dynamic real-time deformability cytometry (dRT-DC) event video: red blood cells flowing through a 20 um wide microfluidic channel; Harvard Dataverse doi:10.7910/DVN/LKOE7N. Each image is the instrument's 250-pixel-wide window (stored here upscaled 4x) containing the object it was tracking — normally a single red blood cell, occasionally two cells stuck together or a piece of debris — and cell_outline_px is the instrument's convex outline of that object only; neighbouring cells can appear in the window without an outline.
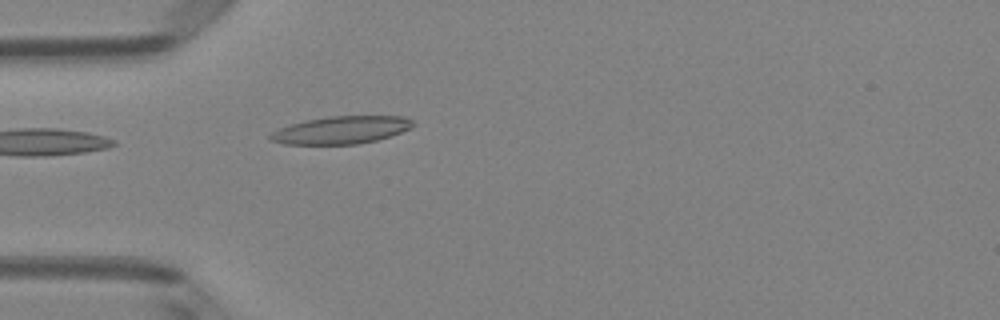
{"species": "Egyptian fruit bat (a non-hibernating species)", "species_latin": "Rousettus aegyptiacus", "temperature_condition": "room temperature", "stored_images_in_passage": 1, "camera_frame_rate_fps": 3000, "um_per_image_px": 0.085, "animal": {"sex": "female"}, "frame": {"image": 1, "passage_image": 1, "time_ms": 0.0, "image_size_px": [1000, 320], "cell_outline_px": [[416, 124], [400, 132], [376, 140], [356, 144], [284, 144], [272, 140], [268, 136], [272, 132], [280, 128], [292, 124], [308, 120], [328, 116], [404, 116], [412, 120]], "centroid_in_image_um": [29.01, 11.04], "position_along_channel_um": 56.0, "area_um2": 22.6}}